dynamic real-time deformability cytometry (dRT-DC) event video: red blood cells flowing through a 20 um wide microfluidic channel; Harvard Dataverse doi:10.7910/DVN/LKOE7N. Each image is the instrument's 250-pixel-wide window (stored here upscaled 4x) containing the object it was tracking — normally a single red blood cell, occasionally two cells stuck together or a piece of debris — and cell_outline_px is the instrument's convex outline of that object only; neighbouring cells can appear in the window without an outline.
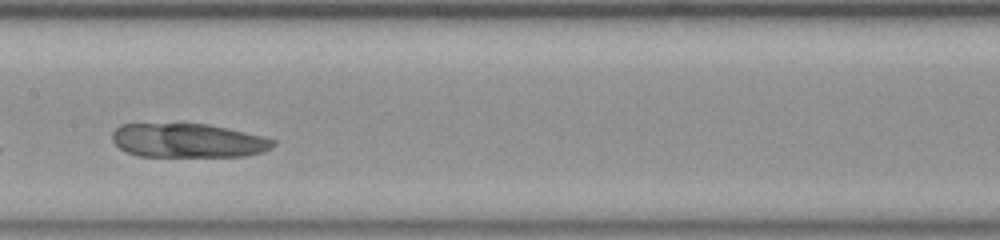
{"species": "common noctule bat (a hibernating species)", "species_latin": "Nyctalus noctula", "temperature_condition": "room temperature", "stored_images_in_passage": 39, "camera_frame_rate_fps": 3000, "um_per_image_px": 0.085, "animal": {"sex": "female", "body_mass_g": 23.0, "forearm_length_mm": 53.4}, "frame": {"image": 1, "passage_image": 12, "time_ms": 3.667, "image_size_px": [1000, 240], "cell_outline_px": [[276, 144], [272, 148], [264, 152], [244, 156], [140, 156], [128, 152], [120, 148], [112, 140], [112, 132], [120, 124], [208, 124], [228, 128], [264, 136], [276, 140]], "centroid_in_image_um": [16.03, 11.94], "position_along_channel_um": 191.4, "area_um2": 31.96}}
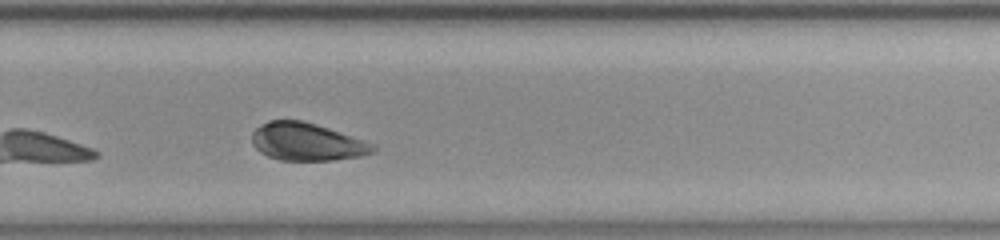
{"frame": {"image": 2, "passage_image": 21, "time_ms": 6.667, "image_size_px": [1000, 240], "cell_outline_px": [[376, 152], [360, 156], [332, 160], [280, 160], [268, 156], [260, 152], [252, 144], [252, 132], [260, 124], [268, 120], [304, 120], [376, 144]], "centroid_in_image_um": [26.08, 12.05], "position_along_channel_um": 303.7, "area_um2": 26.7}}
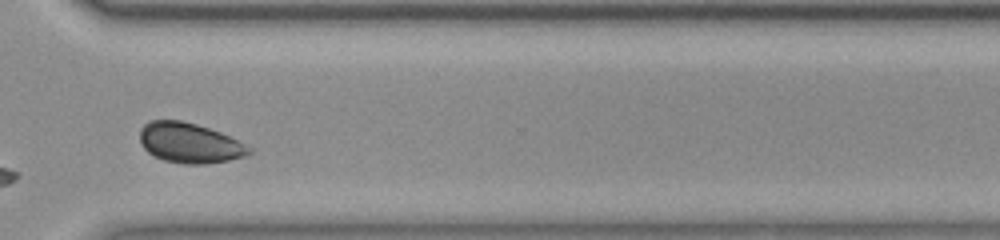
{"frame": {"image": 3, "passage_image": 25, "time_ms": 8.0, "image_size_px": [1000, 240], "cell_outline_px": [[252, 152], [244, 156], [228, 160], [208, 164], [184, 164], [164, 160], [148, 152], [144, 148], [140, 140], [140, 128], [148, 120], [180, 120], [196, 124], [220, 132], [252, 148]], "centroid_in_image_um": [16.09, 12.15], "position_along_channel_um": 354.5, "area_um2": 25.37}}